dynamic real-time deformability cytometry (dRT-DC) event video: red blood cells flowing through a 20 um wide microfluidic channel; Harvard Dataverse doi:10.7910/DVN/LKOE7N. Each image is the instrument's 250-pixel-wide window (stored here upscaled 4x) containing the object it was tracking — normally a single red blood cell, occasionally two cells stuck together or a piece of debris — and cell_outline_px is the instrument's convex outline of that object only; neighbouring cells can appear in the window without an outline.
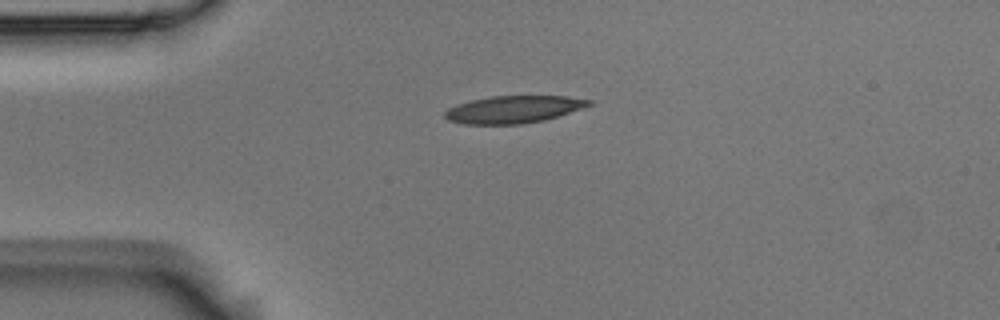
{"species": "Egyptian fruit bat (a non-hibernating species)", "species_latin": "Rousettus aegyptiacus", "temperature_condition": "room temperature", "stored_images_in_passage": 3, "camera_frame_rate_fps": 3000, "um_per_image_px": 0.085, "animal": {"sex": "male"}, "frame": {"image": 1, "passage_image": 1, "time_ms": 0.0, "image_size_px": [1000, 320], "cell_outline_px": [[592, 104], [544, 120], [524, 124], [464, 124], [448, 120], [444, 116], [444, 112], [448, 108], [456, 104], [472, 100], [492, 96], [564, 96], [592, 100]], "centroid_in_image_um": [43.59, 9.3], "position_along_channel_um": 41.4, "area_um2": 22.72}}
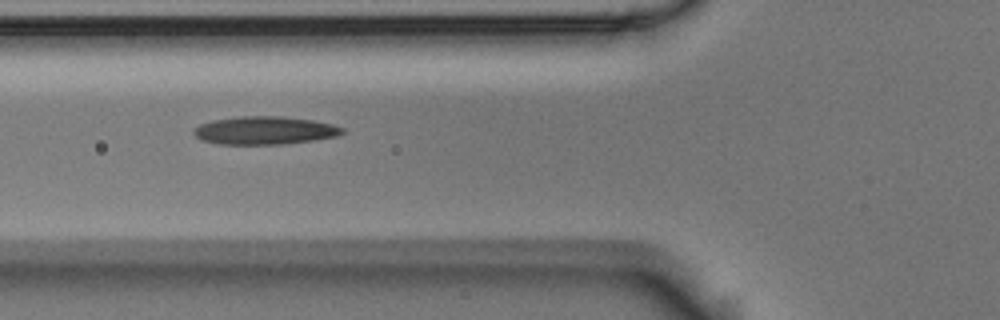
{"frame": {"image": 2, "passage_image": 3, "time_ms": 0.667, "image_size_px": [1000, 320], "cell_outline_px": [[344, 132], [336, 136], [316, 140], [284, 144], [216, 144], [200, 140], [192, 132], [200, 124], [212, 120], [240, 116], [280, 116], [312, 120], [332, 124], [344, 128]], "centroid_in_image_um": [22.48, 11.09], "position_along_channel_um": 103.3, "area_um2": 24.33}}